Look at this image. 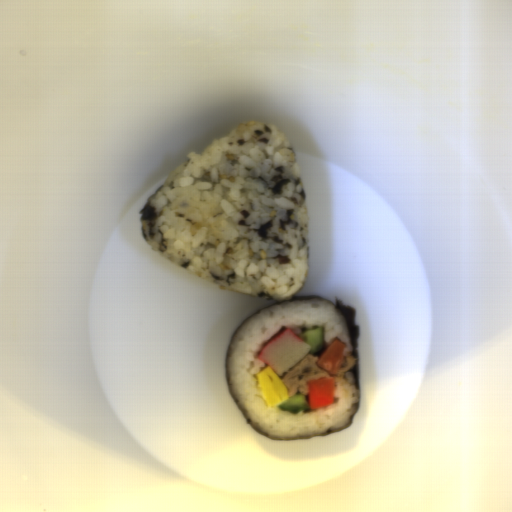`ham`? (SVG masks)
Listing matches in <instances>:
<instances>
[{
	"label": "ham",
	"instance_id": "37f43c06",
	"mask_svg": "<svg viewBox=\"0 0 512 512\" xmlns=\"http://www.w3.org/2000/svg\"><path fill=\"white\" fill-rule=\"evenodd\" d=\"M318 357L307 354L290 370L281 375V381L288 388L287 396L293 397L298 393L309 394L310 380H317L324 377H330V374L317 367Z\"/></svg>",
	"mask_w": 512,
	"mask_h": 512
},
{
	"label": "ham",
	"instance_id": "09b19980",
	"mask_svg": "<svg viewBox=\"0 0 512 512\" xmlns=\"http://www.w3.org/2000/svg\"><path fill=\"white\" fill-rule=\"evenodd\" d=\"M347 360V364H346V367L344 368H339L338 371L336 373H340V372H347L349 371L350 369H352L353 367H355L357 361H356V358H354L353 356H347L346 358Z\"/></svg>",
	"mask_w": 512,
	"mask_h": 512
}]
</instances>
